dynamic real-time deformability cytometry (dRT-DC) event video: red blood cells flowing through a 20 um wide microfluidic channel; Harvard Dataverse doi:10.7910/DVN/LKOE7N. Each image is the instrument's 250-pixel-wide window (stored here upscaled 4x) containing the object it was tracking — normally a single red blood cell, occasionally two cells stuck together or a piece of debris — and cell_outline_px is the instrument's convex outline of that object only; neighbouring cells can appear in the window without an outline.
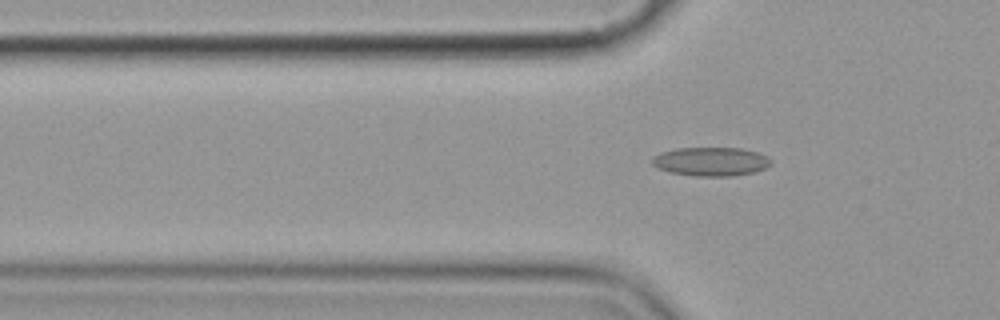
{"species": "common noctule bat (a hibernating species)", "species_latin": "Nyctalus noctula", "temperature_condition": "cold", "stored_images_in_passage": 4, "camera_frame_rate_fps": 3000, "um_per_image_px": 0.085, "animal": {"sex": "female", "body_mass_g": 19.9}, "frame": {"image": 1, "passage_image": 4, "time_ms": 4.333, "image_size_px": [1000, 320], "cell_outline_px": [[772, 164], [756, 172], [732, 176], [696, 176], [668, 172], [656, 168], [652, 164], [652, 156], [660, 152], [676, 148], [740, 148], [756, 152], [768, 156], [772, 160]], "centroid_in_image_um": [60.41, 13.73], "position_along_channel_um": 65.4, "area_um2": 20.17}}